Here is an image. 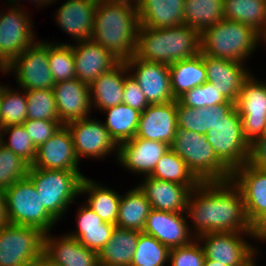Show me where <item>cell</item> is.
Returning <instances> with one entry per match:
<instances>
[{
  "instance_id": "7",
  "label": "cell",
  "mask_w": 266,
  "mask_h": 266,
  "mask_svg": "<svg viewBox=\"0 0 266 266\" xmlns=\"http://www.w3.org/2000/svg\"><path fill=\"white\" fill-rule=\"evenodd\" d=\"M8 223L50 233L57 220L44 208L32 180L26 176L4 191Z\"/></svg>"
},
{
  "instance_id": "40",
  "label": "cell",
  "mask_w": 266,
  "mask_h": 266,
  "mask_svg": "<svg viewBox=\"0 0 266 266\" xmlns=\"http://www.w3.org/2000/svg\"><path fill=\"white\" fill-rule=\"evenodd\" d=\"M22 91L18 93L4 86L0 103V128L23 124L27 120V98L25 90Z\"/></svg>"
},
{
  "instance_id": "6",
  "label": "cell",
  "mask_w": 266,
  "mask_h": 266,
  "mask_svg": "<svg viewBox=\"0 0 266 266\" xmlns=\"http://www.w3.org/2000/svg\"><path fill=\"white\" fill-rule=\"evenodd\" d=\"M27 176L32 180L44 208L58 221L74 198L81 195L82 173L48 170L30 165Z\"/></svg>"
},
{
  "instance_id": "28",
  "label": "cell",
  "mask_w": 266,
  "mask_h": 266,
  "mask_svg": "<svg viewBox=\"0 0 266 266\" xmlns=\"http://www.w3.org/2000/svg\"><path fill=\"white\" fill-rule=\"evenodd\" d=\"M130 72L125 62H120L109 72L90 84L91 106L102 111L123 103L124 80Z\"/></svg>"
},
{
  "instance_id": "18",
  "label": "cell",
  "mask_w": 266,
  "mask_h": 266,
  "mask_svg": "<svg viewBox=\"0 0 266 266\" xmlns=\"http://www.w3.org/2000/svg\"><path fill=\"white\" fill-rule=\"evenodd\" d=\"M177 129V100L150 104L141 112L136 137L171 146Z\"/></svg>"
},
{
  "instance_id": "21",
  "label": "cell",
  "mask_w": 266,
  "mask_h": 266,
  "mask_svg": "<svg viewBox=\"0 0 266 266\" xmlns=\"http://www.w3.org/2000/svg\"><path fill=\"white\" fill-rule=\"evenodd\" d=\"M52 89L59 121L63 125L90 117V85L74 78L57 82Z\"/></svg>"
},
{
  "instance_id": "15",
  "label": "cell",
  "mask_w": 266,
  "mask_h": 266,
  "mask_svg": "<svg viewBox=\"0 0 266 266\" xmlns=\"http://www.w3.org/2000/svg\"><path fill=\"white\" fill-rule=\"evenodd\" d=\"M73 138V145L79 161L82 157L103 158L111 151H118V145L110 137L104 124L98 120L84 118L66 124ZM82 156V157H81Z\"/></svg>"
},
{
  "instance_id": "30",
  "label": "cell",
  "mask_w": 266,
  "mask_h": 266,
  "mask_svg": "<svg viewBox=\"0 0 266 266\" xmlns=\"http://www.w3.org/2000/svg\"><path fill=\"white\" fill-rule=\"evenodd\" d=\"M140 231L115 227L109 242L97 253L100 266H130Z\"/></svg>"
},
{
  "instance_id": "53",
  "label": "cell",
  "mask_w": 266,
  "mask_h": 266,
  "mask_svg": "<svg viewBox=\"0 0 266 266\" xmlns=\"http://www.w3.org/2000/svg\"><path fill=\"white\" fill-rule=\"evenodd\" d=\"M28 266H55L53 265L44 255L38 259L30 263Z\"/></svg>"
},
{
  "instance_id": "24",
  "label": "cell",
  "mask_w": 266,
  "mask_h": 266,
  "mask_svg": "<svg viewBox=\"0 0 266 266\" xmlns=\"http://www.w3.org/2000/svg\"><path fill=\"white\" fill-rule=\"evenodd\" d=\"M139 189L148 199L152 209L165 212L186 213L192 189L198 185H182L145 176Z\"/></svg>"
},
{
  "instance_id": "50",
  "label": "cell",
  "mask_w": 266,
  "mask_h": 266,
  "mask_svg": "<svg viewBox=\"0 0 266 266\" xmlns=\"http://www.w3.org/2000/svg\"><path fill=\"white\" fill-rule=\"evenodd\" d=\"M248 163L266 171V133L250 145Z\"/></svg>"
},
{
  "instance_id": "39",
  "label": "cell",
  "mask_w": 266,
  "mask_h": 266,
  "mask_svg": "<svg viewBox=\"0 0 266 266\" xmlns=\"http://www.w3.org/2000/svg\"><path fill=\"white\" fill-rule=\"evenodd\" d=\"M48 65L55 83L76 78L72 45L49 42Z\"/></svg>"
},
{
  "instance_id": "12",
  "label": "cell",
  "mask_w": 266,
  "mask_h": 266,
  "mask_svg": "<svg viewBox=\"0 0 266 266\" xmlns=\"http://www.w3.org/2000/svg\"><path fill=\"white\" fill-rule=\"evenodd\" d=\"M19 6L9 8L6 14L2 12L0 16V71H3L27 47L36 43L32 21L27 11H22Z\"/></svg>"
},
{
  "instance_id": "37",
  "label": "cell",
  "mask_w": 266,
  "mask_h": 266,
  "mask_svg": "<svg viewBox=\"0 0 266 266\" xmlns=\"http://www.w3.org/2000/svg\"><path fill=\"white\" fill-rule=\"evenodd\" d=\"M150 177L182 185H199L201 183L189 170L184 160L171 148L157 162Z\"/></svg>"
},
{
  "instance_id": "27",
  "label": "cell",
  "mask_w": 266,
  "mask_h": 266,
  "mask_svg": "<svg viewBox=\"0 0 266 266\" xmlns=\"http://www.w3.org/2000/svg\"><path fill=\"white\" fill-rule=\"evenodd\" d=\"M139 25L167 28L183 24L184 0H136Z\"/></svg>"
},
{
  "instance_id": "14",
  "label": "cell",
  "mask_w": 266,
  "mask_h": 266,
  "mask_svg": "<svg viewBox=\"0 0 266 266\" xmlns=\"http://www.w3.org/2000/svg\"><path fill=\"white\" fill-rule=\"evenodd\" d=\"M136 80L149 104H163L174 99L171 88L169 65L141 60L133 55L124 61Z\"/></svg>"
},
{
  "instance_id": "44",
  "label": "cell",
  "mask_w": 266,
  "mask_h": 266,
  "mask_svg": "<svg viewBox=\"0 0 266 266\" xmlns=\"http://www.w3.org/2000/svg\"><path fill=\"white\" fill-rule=\"evenodd\" d=\"M177 100L182 105L193 108L212 107L228 102V100L213 87V84L207 81L185 92Z\"/></svg>"
},
{
  "instance_id": "4",
  "label": "cell",
  "mask_w": 266,
  "mask_h": 266,
  "mask_svg": "<svg viewBox=\"0 0 266 266\" xmlns=\"http://www.w3.org/2000/svg\"><path fill=\"white\" fill-rule=\"evenodd\" d=\"M201 53L214 58L241 62L248 58L265 39L252 27L222 19L201 34Z\"/></svg>"
},
{
  "instance_id": "51",
  "label": "cell",
  "mask_w": 266,
  "mask_h": 266,
  "mask_svg": "<svg viewBox=\"0 0 266 266\" xmlns=\"http://www.w3.org/2000/svg\"><path fill=\"white\" fill-rule=\"evenodd\" d=\"M254 235L262 240L266 236V213H264L253 225Z\"/></svg>"
},
{
  "instance_id": "23",
  "label": "cell",
  "mask_w": 266,
  "mask_h": 266,
  "mask_svg": "<svg viewBox=\"0 0 266 266\" xmlns=\"http://www.w3.org/2000/svg\"><path fill=\"white\" fill-rule=\"evenodd\" d=\"M72 50L76 78L88 85L121 62L110 51L92 40L78 42L76 46L72 44Z\"/></svg>"
},
{
  "instance_id": "52",
  "label": "cell",
  "mask_w": 266,
  "mask_h": 266,
  "mask_svg": "<svg viewBox=\"0 0 266 266\" xmlns=\"http://www.w3.org/2000/svg\"><path fill=\"white\" fill-rule=\"evenodd\" d=\"M8 223L6 217V205L4 191L0 190V227Z\"/></svg>"
},
{
  "instance_id": "1",
  "label": "cell",
  "mask_w": 266,
  "mask_h": 266,
  "mask_svg": "<svg viewBox=\"0 0 266 266\" xmlns=\"http://www.w3.org/2000/svg\"><path fill=\"white\" fill-rule=\"evenodd\" d=\"M186 214L193 220L195 238L210 232L254 233L243 195L231 180L201 182L189 195Z\"/></svg>"
},
{
  "instance_id": "55",
  "label": "cell",
  "mask_w": 266,
  "mask_h": 266,
  "mask_svg": "<svg viewBox=\"0 0 266 266\" xmlns=\"http://www.w3.org/2000/svg\"><path fill=\"white\" fill-rule=\"evenodd\" d=\"M15 1L16 0H9V3L14 4ZM31 1H35V3L38 4L39 6H45L46 4L48 5L54 0H31Z\"/></svg>"
},
{
  "instance_id": "47",
  "label": "cell",
  "mask_w": 266,
  "mask_h": 266,
  "mask_svg": "<svg viewBox=\"0 0 266 266\" xmlns=\"http://www.w3.org/2000/svg\"><path fill=\"white\" fill-rule=\"evenodd\" d=\"M116 225L104 222L87 204L81 205L77 212V231L68 234L78 239L83 234V229L93 228H115Z\"/></svg>"
},
{
  "instance_id": "2",
  "label": "cell",
  "mask_w": 266,
  "mask_h": 266,
  "mask_svg": "<svg viewBox=\"0 0 266 266\" xmlns=\"http://www.w3.org/2000/svg\"><path fill=\"white\" fill-rule=\"evenodd\" d=\"M139 26L134 0H98L91 40L124 62L135 54Z\"/></svg>"
},
{
  "instance_id": "56",
  "label": "cell",
  "mask_w": 266,
  "mask_h": 266,
  "mask_svg": "<svg viewBox=\"0 0 266 266\" xmlns=\"http://www.w3.org/2000/svg\"><path fill=\"white\" fill-rule=\"evenodd\" d=\"M4 90V86L0 84V103H1V97Z\"/></svg>"
},
{
  "instance_id": "54",
  "label": "cell",
  "mask_w": 266,
  "mask_h": 266,
  "mask_svg": "<svg viewBox=\"0 0 266 266\" xmlns=\"http://www.w3.org/2000/svg\"><path fill=\"white\" fill-rule=\"evenodd\" d=\"M203 266H228V265L221 264L218 261L205 258Z\"/></svg>"
},
{
  "instance_id": "20",
  "label": "cell",
  "mask_w": 266,
  "mask_h": 266,
  "mask_svg": "<svg viewBox=\"0 0 266 266\" xmlns=\"http://www.w3.org/2000/svg\"><path fill=\"white\" fill-rule=\"evenodd\" d=\"M184 214L151 209L143 233L153 236L169 249L186 246L195 237H190L192 227L187 225ZM191 230H190V228Z\"/></svg>"
},
{
  "instance_id": "31",
  "label": "cell",
  "mask_w": 266,
  "mask_h": 266,
  "mask_svg": "<svg viewBox=\"0 0 266 266\" xmlns=\"http://www.w3.org/2000/svg\"><path fill=\"white\" fill-rule=\"evenodd\" d=\"M173 97L177 100L185 92L206 82L207 73L202 53L169 65Z\"/></svg>"
},
{
  "instance_id": "34",
  "label": "cell",
  "mask_w": 266,
  "mask_h": 266,
  "mask_svg": "<svg viewBox=\"0 0 266 266\" xmlns=\"http://www.w3.org/2000/svg\"><path fill=\"white\" fill-rule=\"evenodd\" d=\"M89 195L87 205L104 221L116 225L121 199L116 191L98 184L95 180L84 177L81 194Z\"/></svg>"
},
{
  "instance_id": "49",
  "label": "cell",
  "mask_w": 266,
  "mask_h": 266,
  "mask_svg": "<svg viewBox=\"0 0 266 266\" xmlns=\"http://www.w3.org/2000/svg\"><path fill=\"white\" fill-rule=\"evenodd\" d=\"M114 230L115 228L83 229V234L77 240L86 248L98 253L109 242Z\"/></svg>"
},
{
  "instance_id": "11",
  "label": "cell",
  "mask_w": 266,
  "mask_h": 266,
  "mask_svg": "<svg viewBox=\"0 0 266 266\" xmlns=\"http://www.w3.org/2000/svg\"><path fill=\"white\" fill-rule=\"evenodd\" d=\"M36 42L16 57L3 73L15 72L22 90L52 89L55 82L48 65V42Z\"/></svg>"
},
{
  "instance_id": "36",
  "label": "cell",
  "mask_w": 266,
  "mask_h": 266,
  "mask_svg": "<svg viewBox=\"0 0 266 266\" xmlns=\"http://www.w3.org/2000/svg\"><path fill=\"white\" fill-rule=\"evenodd\" d=\"M224 19V0H184L183 24L200 34Z\"/></svg>"
},
{
  "instance_id": "8",
  "label": "cell",
  "mask_w": 266,
  "mask_h": 266,
  "mask_svg": "<svg viewBox=\"0 0 266 266\" xmlns=\"http://www.w3.org/2000/svg\"><path fill=\"white\" fill-rule=\"evenodd\" d=\"M205 137L214 149L217 157L233 172L248 162L250 144L245 139L241 117L234 106L226 119L219 120Z\"/></svg>"
},
{
  "instance_id": "38",
  "label": "cell",
  "mask_w": 266,
  "mask_h": 266,
  "mask_svg": "<svg viewBox=\"0 0 266 266\" xmlns=\"http://www.w3.org/2000/svg\"><path fill=\"white\" fill-rule=\"evenodd\" d=\"M170 249L153 236L140 232L130 266H164Z\"/></svg>"
},
{
  "instance_id": "22",
  "label": "cell",
  "mask_w": 266,
  "mask_h": 266,
  "mask_svg": "<svg viewBox=\"0 0 266 266\" xmlns=\"http://www.w3.org/2000/svg\"><path fill=\"white\" fill-rule=\"evenodd\" d=\"M206 67V81L213 84L228 101L236 102L244 83L251 74L244 63L214 58L202 53Z\"/></svg>"
},
{
  "instance_id": "26",
  "label": "cell",
  "mask_w": 266,
  "mask_h": 266,
  "mask_svg": "<svg viewBox=\"0 0 266 266\" xmlns=\"http://www.w3.org/2000/svg\"><path fill=\"white\" fill-rule=\"evenodd\" d=\"M98 1L67 0L56 13L61 29L77 42L91 40Z\"/></svg>"
},
{
  "instance_id": "19",
  "label": "cell",
  "mask_w": 266,
  "mask_h": 266,
  "mask_svg": "<svg viewBox=\"0 0 266 266\" xmlns=\"http://www.w3.org/2000/svg\"><path fill=\"white\" fill-rule=\"evenodd\" d=\"M231 181L240 189L247 218L253 225L266 213V171L246 162L232 172Z\"/></svg>"
},
{
  "instance_id": "13",
  "label": "cell",
  "mask_w": 266,
  "mask_h": 266,
  "mask_svg": "<svg viewBox=\"0 0 266 266\" xmlns=\"http://www.w3.org/2000/svg\"><path fill=\"white\" fill-rule=\"evenodd\" d=\"M235 107L241 117L244 137L251 145L266 133V83L251 75L240 90Z\"/></svg>"
},
{
  "instance_id": "9",
  "label": "cell",
  "mask_w": 266,
  "mask_h": 266,
  "mask_svg": "<svg viewBox=\"0 0 266 266\" xmlns=\"http://www.w3.org/2000/svg\"><path fill=\"white\" fill-rule=\"evenodd\" d=\"M40 229L7 223L0 227V266H28L43 256Z\"/></svg>"
},
{
  "instance_id": "48",
  "label": "cell",
  "mask_w": 266,
  "mask_h": 266,
  "mask_svg": "<svg viewBox=\"0 0 266 266\" xmlns=\"http://www.w3.org/2000/svg\"><path fill=\"white\" fill-rule=\"evenodd\" d=\"M123 103L143 112L150 104L136 80L128 74L124 80Z\"/></svg>"
},
{
  "instance_id": "29",
  "label": "cell",
  "mask_w": 266,
  "mask_h": 266,
  "mask_svg": "<svg viewBox=\"0 0 266 266\" xmlns=\"http://www.w3.org/2000/svg\"><path fill=\"white\" fill-rule=\"evenodd\" d=\"M234 106V102L228 101L212 107L193 108L177 100V127L205 135L219 120L226 119Z\"/></svg>"
},
{
  "instance_id": "3",
  "label": "cell",
  "mask_w": 266,
  "mask_h": 266,
  "mask_svg": "<svg viewBox=\"0 0 266 266\" xmlns=\"http://www.w3.org/2000/svg\"><path fill=\"white\" fill-rule=\"evenodd\" d=\"M200 52V33L186 24L167 28L139 26L134 55L141 60L171 65Z\"/></svg>"
},
{
  "instance_id": "32",
  "label": "cell",
  "mask_w": 266,
  "mask_h": 266,
  "mask_svg": "<svg viewBox=\"0 0 266 266\" xmlns=\"http://www.w3.org/2000/svg\"><path fill=\"white\" fill-rule=\"evenodd\" d=\"M151 204L137 186L121 196L116 227L143 231Z\"/></svg>"
},
{
  "instance_id": "17",
  "label": "cell",
  "mask_w": 266,
  "mask_h": 266,
  "mask_svg": "<svg viewBox=\"0 0 266 266\" xmlns=\"http://www.w3.org/2000/svg\"><path fill=\"white\" fill-rule=\"evenodd\" d=\"M78 163L71 132L66 125H62L51 138L37 148L36 158L31 166L79 172Z\"/></svg>"
},
{
  "instance_id": "41",
  "label": "cell",
  "mask_w": 266,
  "mask_h": 266,
  "mask_svg": "<svg viewBox=\"0 0 266 266\" xmlns=\"http://www.w3.org/2000/svg\"><path fill=\"white\" fill-rule=\"evenodd\" d=\"M27 119L59 120L53 89L25 90Z\"/></svg>"
},
{
  "instance_id": "35",
  "label": "cell",
  "mask_w": 266,
  "mask_h": 266,
  "mask_svg": "<svg viewBox=\"0 0 266 266\" xmlns=\"http://www.w3.org/2000/svg\"><path fill=\"white\" fill-rule=\"evenodd\" d=\"M107 114L105 128L117 145L136 136L141 112L121 103L103 110Z\"/></svg>"
},
{
  "instance_id": "16",
  "label": "cell",
  "mask_w": 266,
  "mask_h": 266,
  "mask_svg": "<svg viewBox=\"0 0 266 266\" xmlns=\"http://www.w3.org/2000/svg\"><path fill=\"white\" fill-rule=\"evenodd\" d=\"M170 149V145L161 141L134 137L118 145L117 160L125 167L144 176H150L157 162ZM143 173V174H142Z\"/></svg>"
},
{
  "instance_id": "33",
  "label": "cell",
  "mask_w": 266,
  "mask_h": 266,
  "mask_svg": "<svg viewBox=\"0 0 266 266\" xmlns=\"http://www.w3.org/2000/svg\"><path fill=\"white\" fill-rule=\"evenodd\" d=\"M224 19L249 25L266 40V0H224Z\"/></svg>"
},
{
  "instance_id": "45",
  "label": "cell",
  "mask_w": 266,
  "mask_h": 266,
  "mask_svg": "<svg viewBox=\"0 0 266 266\" xmlns=\"http://www.w3.org/2000/svg\"><path fill=\"white\" fill-rule=\"evenodd\" d=\"M204 260V250L197 239L186 246L172 248L169 252L170 266H203Z\"/></svg>"
},
{
  "instance_id": "25",
  "label": "cell",
  "mask_w": 266,
  "mask_h": 266,
  "mask_svg": "<svg viewBox=\"0 0 266 266\" xmlns=\"http://www.w3.org/2000/svg\"><path fill=\"white\" fill-rule=\"evenodd\" d=\"M43 255L55 266H100L97 252L69 235L57 239L46 233Z\"/></svg>"
},
{
  "instance_id": "42",
  "label": "cell",
  "mask_w": 266,
  "mask_h": 266,
  "mask_svg": "<svg viewBox=\"0 0 266 266\" xmlns=\"http://www.w3.org/2000/svg\"><path fill=\"white\" fill-rule=\"evenodd\" d=\"M30 164L0 143V190L5 191L11 185L28 174Z\"/></svg>"
},
{
  "instance_id": "5",
  "label": "cell",
  "mask_w": 266,
  "mask_h": 266,
  "mask_svg": "<svg viewBox=\"0 0 266 266\" xmlns=\"http://www.w3.org/2000/svg\"><path fill=\"white\" fill-rule=\"evenodd\" d=\"M170 148L184 160L200 182L231 180L232 171L217 157L205 135L177 129Z\"/></svg>"
},
{
  "instance_id": "10",
  "label": "cell",
  "mask_w": 266,
  "mask_h": 266,
  "mask_svg": "<svg viewBox=\"0 0 266 266\" xmlns=\"http://www.w3.org/2000/svg\"><path fill=\"white\" fill-rule=\"evenodd\" d=\"M246 234L257 239L254 233L246 232H210L202 234L196 239L203 243L201 246L207 259L228 266H253L256 248H253V245L248 244L242 237Z\"/></svg>"
},
{
  "instance_id": "43",
  "label": "cell",
  "mask_w": 266,
  "mask_h": 266,
  "mask_svg": "<svg viewBox=\"0 0 266 266\" xmlns=\"http://www.w3.org/2000/svg\"><path fill=\"white\" fill-rule=\"evenodd\" d=\"M9 135V141L3 140L5 134ZM0 143L9 148L13 153L22 157L30 165L36 158L37 148L33 144L23 124L9 125L0 128Z\"/></svg>"
},
{
  "instance_id": "46",
  "label": "cell",
  "mask_w": 266,
  "mask_h": 266,
  "mask_svg": "<svg viewBox=\"0 0 266 266\" xmlns=\"http://www.w3.org/2000/svg\"><path fill=\"white\" fill-rule=\"evenodd\" d=\"M62 125L59 120L27 119L23 123L25 130L36 148L51 138Z\"/></svg>"
}]
</instances>
